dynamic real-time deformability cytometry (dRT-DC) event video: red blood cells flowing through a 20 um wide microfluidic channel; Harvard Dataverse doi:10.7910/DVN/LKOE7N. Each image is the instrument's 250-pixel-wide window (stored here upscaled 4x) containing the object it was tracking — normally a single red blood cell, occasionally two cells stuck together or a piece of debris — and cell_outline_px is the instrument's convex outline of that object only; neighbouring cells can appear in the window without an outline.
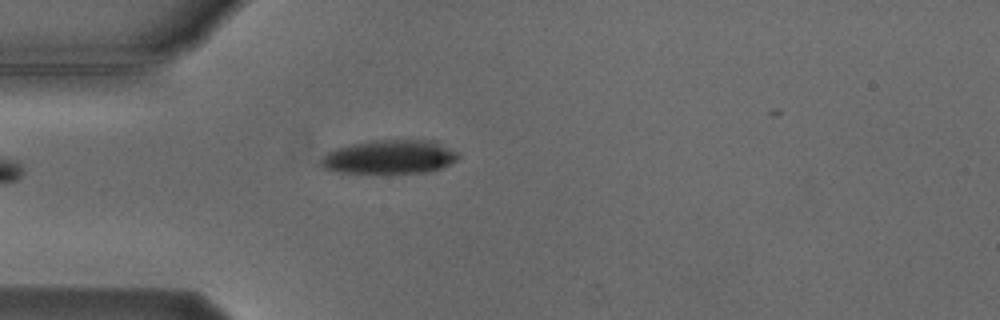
{"species": "Egyptian fruit bat (a non-hibernating species)", "species_latin": "Rousettus aegyptiacus", "temperature_condition": "cold", "stored_images_in_passage": 2, "camera_frame_rate_fps": 3000, "um_per_image_px": 0.085, "animal": {"sex": "male"}, "frame": {"image": 1, "passage_image": 2, "time_ms": 2.0, "image_size_px": [1000, 320], "cell_outline_px": [[460, 156], [456, 160], [440, 168], [428, 172], [340, 172], [324, 168], [320, 164], [320, 160], [328, 152], [336, 148], [352, 144], [372, 140], [436, 140], [456, 152]], "centroid_in_image_um": [33.13, 13.32], "position_along_channel_um": 51.9, "area_um2": 26.7}}